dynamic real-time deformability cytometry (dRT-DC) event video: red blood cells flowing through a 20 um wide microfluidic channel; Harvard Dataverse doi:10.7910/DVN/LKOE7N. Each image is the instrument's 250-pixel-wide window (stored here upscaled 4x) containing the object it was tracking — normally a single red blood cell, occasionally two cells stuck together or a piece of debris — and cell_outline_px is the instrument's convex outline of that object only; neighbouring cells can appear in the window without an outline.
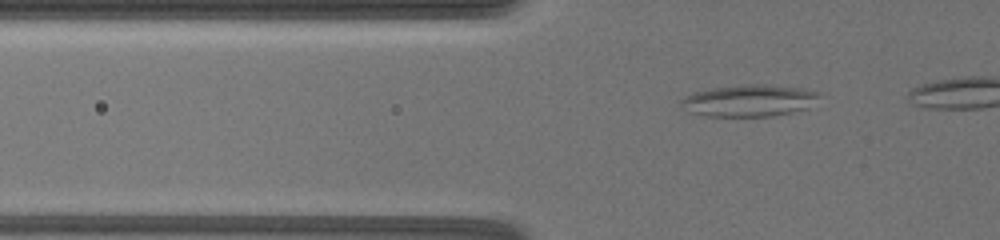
{"species": "common noctule bat (a hibernating species)", "species_latin": "Nyctalus noctula", "temperature_condition": "warm", "stored_images_in_passage": 45, "camera_frame_rate_fps": 3000, "um_per_image_px": 0.085, "animal": {"sex": "female", "body_mass_g": 19.5, "forearm_length_mm": 54.1}, "frame": {"image": 1, "passage_image": 5, "time_ms": 1.333, "image_size_px": [1000, 240], "cell_outline_px": [[820, 96], [808, 108], [772, 116], [704, 116], [692, 112], [680, 104], [680, 100], [696, 92], [716, 88], [752, 84], [760, 84], [796, 88], [812, 92]], "centroid_in_image_um": [63.65, 8.57], "position_along_channel_um": 62.1, "area_um2": 24.68}}
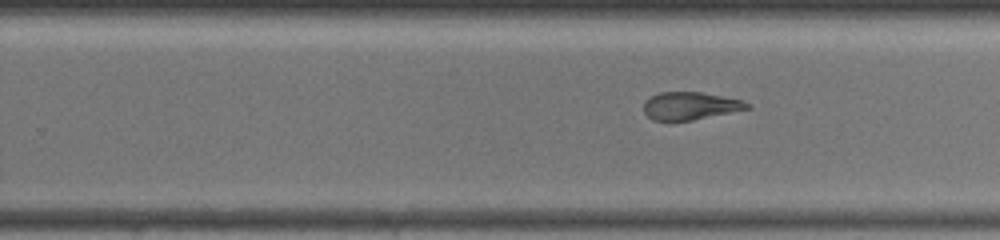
{"frame": {"image": 2, "passage_image": 26, "time_ms": 7.667, "image_size_px": [1000, 240], "cell_outline_px": [[752, 108], [692, 120], [652, 120], [644, 112], [644, 104], [652, 96], [660, 92], [700, 92], [744, 100], [752, 104]], "centroid_in_image_um": [58.73, 8.99], "position_along_channel_um": 271.1, "area_um2": 16.59}}
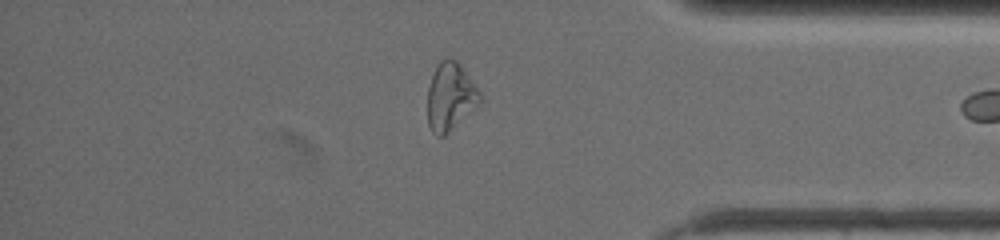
{"frame": {"image": 3, "passage_image": 44, "time_ms": 11.667, "image_size_px": [1000, 240], "cell_outline_px": [[480, 100], [444, 136], [436, 136], [432, 132], [428, 124], [428, 88], [432, 76], [440, 60], [456, 60], [460, 64], [480, 92]], "centroid_in_image_um": [38.23, 8.22], "position_along_channel_um": 397.0, "area_um2": 19.83}}